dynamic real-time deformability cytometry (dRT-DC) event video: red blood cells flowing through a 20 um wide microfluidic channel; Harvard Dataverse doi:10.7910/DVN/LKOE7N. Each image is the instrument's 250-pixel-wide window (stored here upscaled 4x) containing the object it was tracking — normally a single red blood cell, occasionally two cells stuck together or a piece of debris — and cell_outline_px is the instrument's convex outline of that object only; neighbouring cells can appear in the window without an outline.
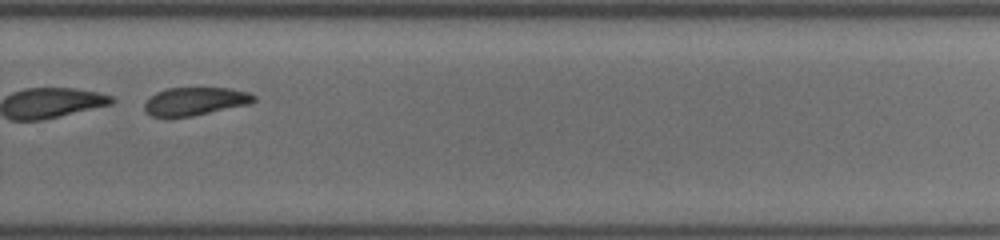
{"species": "common noctule bat (a hibernating species)", "species_latin": "Nyctalus noctula", "temperature_condition": "cold", "stored_images_in_passage": 40, "segment_of_instrument_passage": [2, 2], "camera_frame_rate_fps": 3000, "um_per_image_px": 0.085, "animal": {"sex": "female", "body_mass_g": 19.5, "forearm_length_mm": 54.1}, "frame": {"image": 1, "passage_image": 27, "time_ms": 9.0, "image_size_px": [1000, 240], "cell_outline_px": [[256, 100], [248, 104], [192, 116], [152, 116], [144, 108], [144, 104], [156, 92], [168, 88], [228, 88], [248, 92], [256, 96]], "centroid_in_image_um": [16.61, 8.59], "position_along_channel_um": 313.2, "area_um2": 17.51}}